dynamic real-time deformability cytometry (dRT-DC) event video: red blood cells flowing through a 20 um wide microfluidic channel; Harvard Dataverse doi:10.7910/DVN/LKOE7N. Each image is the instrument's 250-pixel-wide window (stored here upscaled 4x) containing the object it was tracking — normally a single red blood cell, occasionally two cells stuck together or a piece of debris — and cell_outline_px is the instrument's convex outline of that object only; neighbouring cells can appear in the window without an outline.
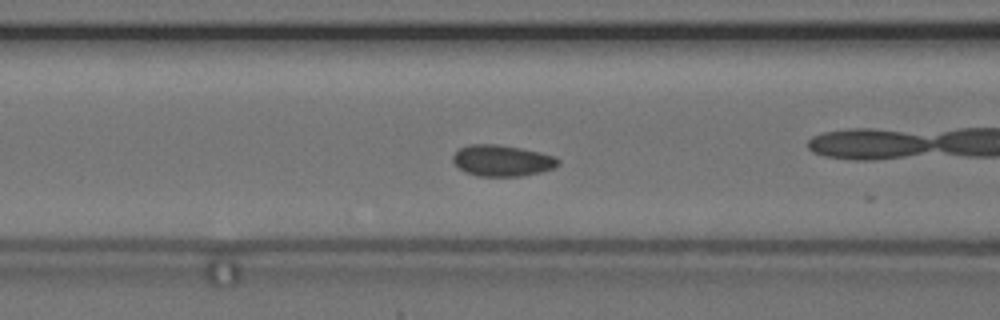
{"species": "common noctule bat (a hibernating species)", "species_latin": "Nyctalus noctula", "temperature_condition": "cold", "stored_images_in_passage": 11, "camera_frame_rate_fps": 3000, "um_per_image_px": 0.085, "animal": {"sex": "female", "body_mass_g": 24.6, "forearm_length_mm": 56.2}, "frame": {"image": 1, "passage_image": 3, "time_ms": 0.667, "image_size_px": [1000, 320], "cell_outline_px": [[560, 164], [552, 168], [540, 172], [520, 176], [476, 176], [460, 168], [452, 160], [452, 156], [460, 148], [468, 144], [496, 144], [520, 148], [540, 152], [556, 156], [560, 160]], "centroid_in_image_um": [42.7, 13.64], "position_along_channel_um": 123.9, "area_um2": 19.07}}